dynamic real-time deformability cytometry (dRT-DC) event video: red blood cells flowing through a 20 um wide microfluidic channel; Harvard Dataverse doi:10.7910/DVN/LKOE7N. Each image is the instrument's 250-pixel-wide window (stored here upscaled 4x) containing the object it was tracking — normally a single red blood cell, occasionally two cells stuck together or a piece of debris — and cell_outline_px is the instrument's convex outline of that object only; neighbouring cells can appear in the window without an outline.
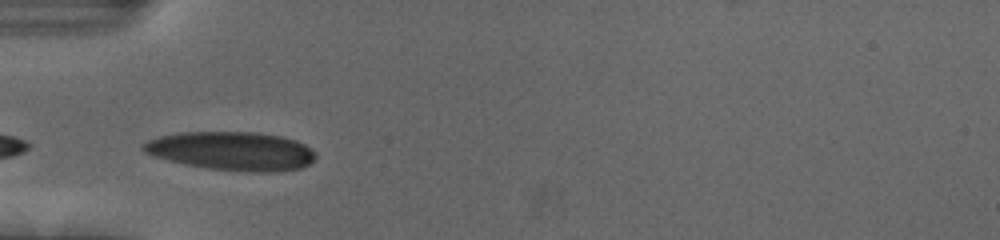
{"species": "human", "species_latin": "Homo sapiens", "temperature_condition": "cold", "stored_images_in_passage": 38, "camera_frame_rate_fps": 3000, "um_per_image_px": 0.085, "donor": {"sex": "female"}, "frame": {"image": 1, "passage_image": 1, "time_ms": 0.0, "image_size_px": [1000, 240], "cell_outline_px": [[316, 156], [308, 164], [300, 168], [276, 172], [256, 172], [208, 168], [168, 160], [144, 152], [140, 148], [140, 144], [148, 140], [160, 136], [180, 132], [256, 132], [280, 136], [296, 140], [312, 148], [316, 152]], "centroid_in_image_um": [19.71, 12.82], "position_along_channel_um": 65.3, "area_um2": 38.73}}
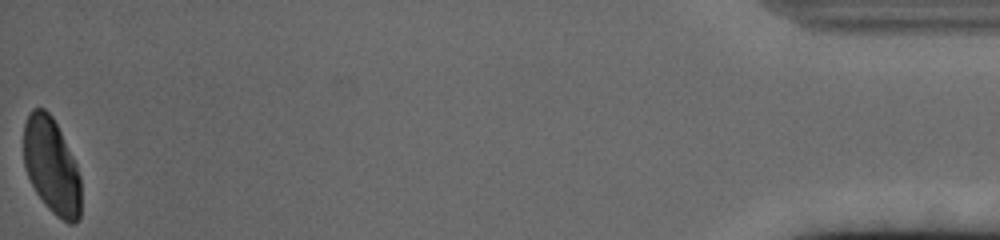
{"frame": {"image": 2, "passage_image": 38, "time_ms": 12.333, "image_size_px": [1000, 240], "cell_outline_px": [[80, 216], [72, 224], [68, 224], [56, 216], [44, 204], [36, 192], [28, 176], [24, 164], [24, 124], [28, 112], [32, 108], [44, 108], [52, 116], [76, 164], [80, 176]], "centroid_in_image_um": [4.37, 14.11], "position_along_channel_um": 430.8, "area_um2": 31.85}, "authors_computed_cell_mechanics": {"area_um2": 36.3851, "velocity_mm_per_s": 3.6911, "shape_relaxation_time_tau1_ms": 4.225, "shape_relaxation_time_tau2_ms": 1.5453, "deformation_change_tau1": 0.1624, "deformation_change_tau2": 0.0665}}